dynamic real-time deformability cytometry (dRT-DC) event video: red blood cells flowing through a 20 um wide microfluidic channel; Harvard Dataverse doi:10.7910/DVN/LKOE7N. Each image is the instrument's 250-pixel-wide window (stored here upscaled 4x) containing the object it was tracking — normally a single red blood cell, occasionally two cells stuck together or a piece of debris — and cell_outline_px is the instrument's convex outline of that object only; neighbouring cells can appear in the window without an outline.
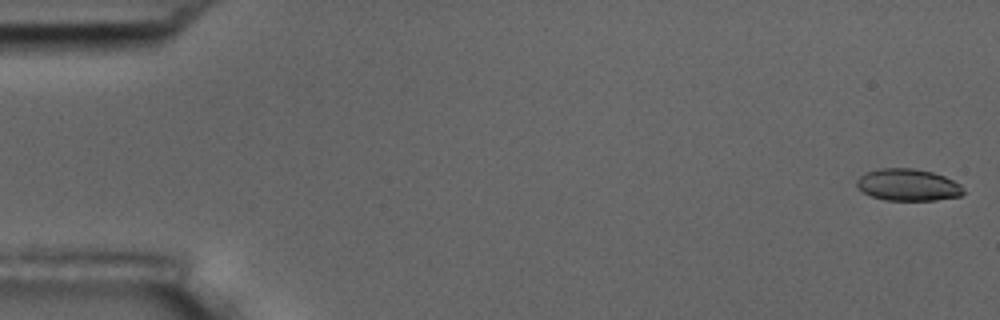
{"species": "common noctule bat (a hibernating species)", "species_latin": "Nyctalus noctula", "temperature_condition": "room temperature", "stored_images_in_passage": 56, "camera_frame_rate_fps": 3000, "um_per_image_px": 0.085, "animal": {"sex": "male", "body_mass_g": 17.5, "forearm_length_mm": 52.3}, "frame": {"image": 1, "passage_image": 1, "time_ms": 0.0, "image_size_px": [1000, 320], "cell_outline_px": [[964, 192], [960, 196], [936, 200], [884, 200], [872, 196], [856, 188], [856, 180], [864, 172], [876, 168], [912, 168], [932, 172], [944, 176], [960, 184], [964, 188]], "centroid_in_image_um": [77.14, 15.71], "position_along_channel_um": 7.9, "area_um2": 20.0}}
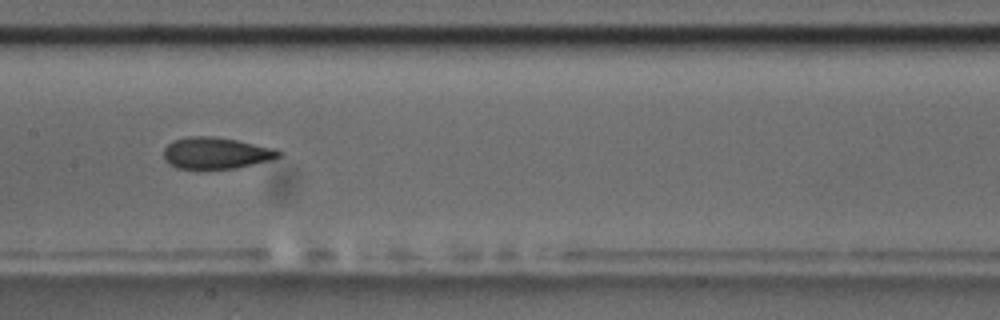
{"frame": {"image": 2, "passage_image": 28, "time_ms": 9.0, "image_size_px": [1000, 320], "cell_outline_px": [[284, 152], [280, 156], [272, 160], [236, 168], [176, 168], [168, 164], [164, 160], [164, 148], [172, 140], [188, 136], [212, 136], [236, 140], [276, 148]], "centroid_in_image_um": [18.37, 13.0], "position_along_channel_um": 189.0, "area_um2": 21.27}}
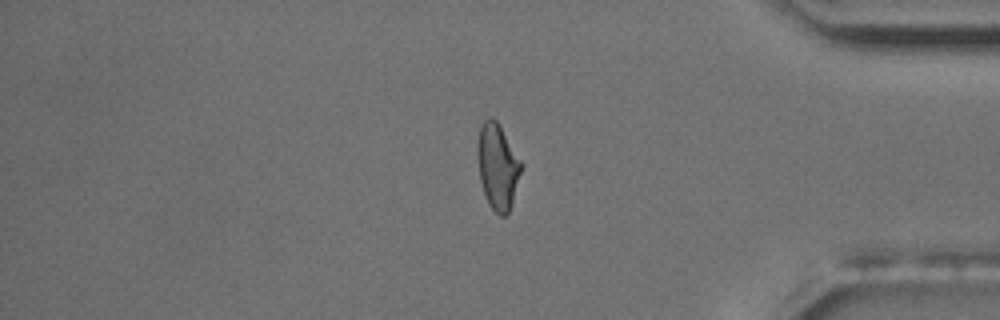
{"frame": {"image": 3, "passage_image": 47, "time_ms": 15.333, "image_size_px": [1000, 320], "cell_outline_px": [[524, 164], [512, 204], [508, 212], [504, 216], [500, 216], [488, 204], [480, 180], [476, 152], [480, 128], [484, 120], [492, 116], [496, 120]], "centroid_in_image_um": [42.31, 14.15], "position_along_channel_um": 392.9, "area_um2": 21.91}, "authors_computed_cell_mechanics": {"area_um2": 21.5594, "velocity_mm_per_s": 3.6095, "shape_relaxation_time_tau1_ms": 5.3866, "shape_relaxation_time_tau2_ms": 1.7533, "deformation_change_tau1": 0.1509, "deformation_change_tau2": 0.0728}}